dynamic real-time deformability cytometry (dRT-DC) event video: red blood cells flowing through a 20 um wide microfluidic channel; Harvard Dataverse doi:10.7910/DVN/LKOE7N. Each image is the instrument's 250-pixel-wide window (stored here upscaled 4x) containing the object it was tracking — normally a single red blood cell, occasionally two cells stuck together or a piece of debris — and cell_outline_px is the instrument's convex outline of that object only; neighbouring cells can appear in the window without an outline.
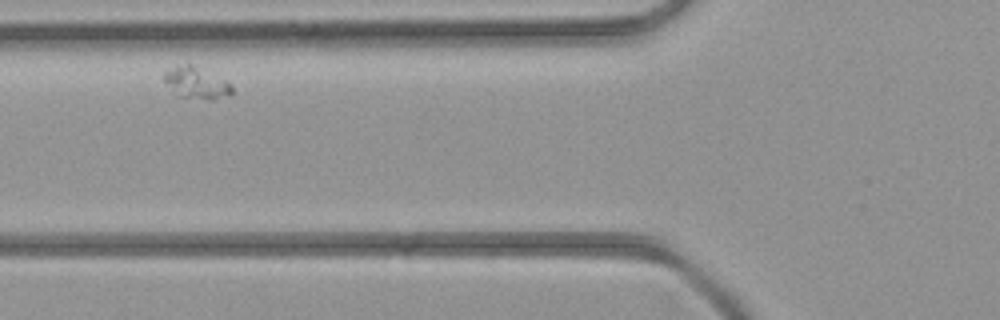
{"species": "common noctule bat (a hibernating species)", "species_latin": "Nyctalus noctula", "temperature_condition": "room temperature", "stored_images_in_passage": 10, "camera_frame_rate_fps": 3000, "um_per_image_px": 0.085, "animal": {"sex": "female", "body_mass_g": 21.9}, "frame": {"image": 1, "passage_image": 7, "time_ms": 8.333, "image_size_px": [1000, 320], "cell_outline_px": [[232, 96], [212, 100], [208, 100], [176, 96], [164, 80], [164, 72], [176, 64], [192, 64], [232, 84]], "centroid_in_image_um": [16.69, 7.06], "position_along_channel_um": 109.1, "area_um2": 12.66}}
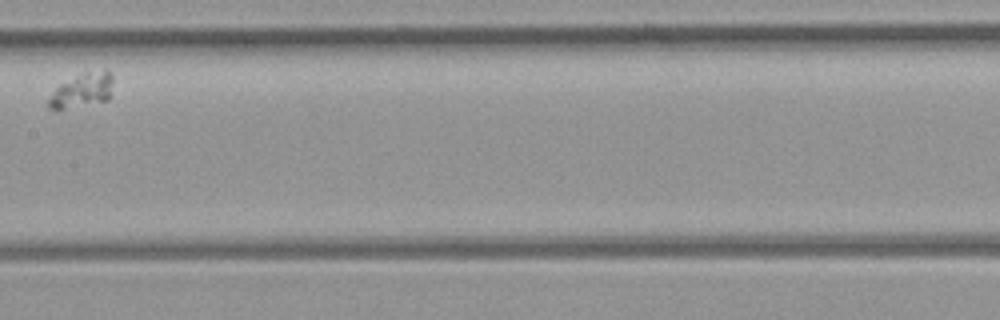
{"frame": {"image": 2, "passage_image": 9, "time_ms": 10.667, "image_size_px": [1000, 320], "cell_outline_px": [[112, 96], [108, 100], [64, 108], [48, 108], [48, 100], [56, 88], [60, 84], [76, 76], [88, 72], [104, 68], [108, 68], [112, 76]], "centroid_in_image_um": [7.06, 7.64], "position_along_channel_um": 200.3, "area_um2": 12.66}}
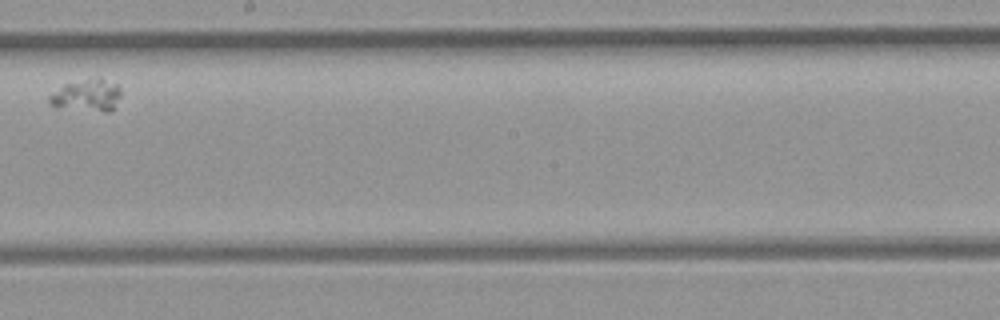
{"frame": {"image": 3, "passage_image": 10, "time_ms": 11.667, "image_size_px": [1000, 320], "cell_outline_px": [[120, 96], [112, 112], [104, 112], [56, 108], [48, 100], [48, 96], [64, 84], [100, 76], [116, 84], [120, 88]], "centroid_in_image_um": [7.4, 8.12], "position_along_channel_um": 240.8, "area_um2": 13.7}}